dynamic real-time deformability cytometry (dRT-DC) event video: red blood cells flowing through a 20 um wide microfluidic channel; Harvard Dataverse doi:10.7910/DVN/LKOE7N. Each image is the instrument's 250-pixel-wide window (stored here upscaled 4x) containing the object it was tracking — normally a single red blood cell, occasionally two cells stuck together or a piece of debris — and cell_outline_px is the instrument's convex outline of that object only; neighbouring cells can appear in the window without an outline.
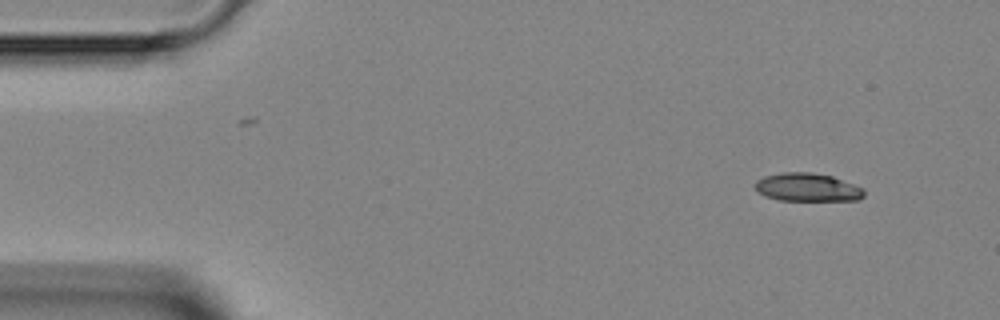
{"species": "Egyptian fruit bat (a non-hibernating species)", "species_latin": "Rousettus aegyptiacus", "temperature_condition": "room temperature", "stored_images_in_passage": 4, "camera_frame_rate_fps": 3000, "um_per_image_px": 0.085, "animal": {"sex": "female"}, "frame": {"image": 1, "passage_image": 1, "time_ms": 0.0, "image_size_px": [1000, 320], "cell_outline_px": [[864, 196], [860, 200], [780, 200], [764, 196], [756, 192], [756, 180], [764, 176], [780, 172], [812, 172], [832, 176], [864, 188]], "centroid_in_image_um": [68.62, 15.92], "position_along_channel_um": 16.4, "area_um2": 18.03}}
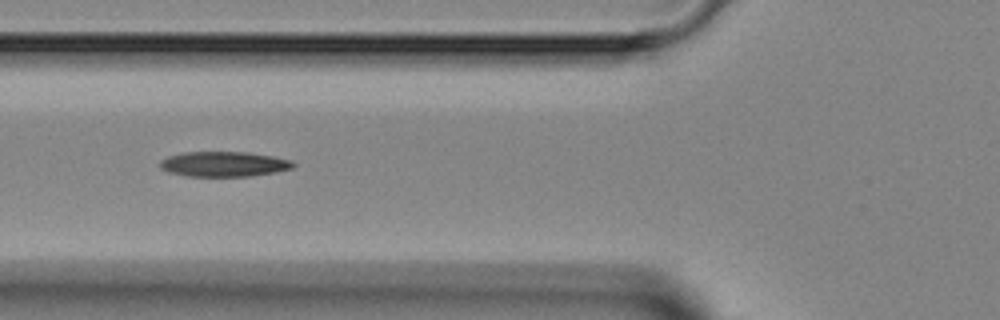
{"frame": {"image": 2, "passage_image": 4, "time_ms": 4.333, "image_size_px": [1000, 320], "cell_outline_px": [[296, 164], [292, 168], [276, 172], [252, 176], [184, 176], [168, 172], [160, 168], [160, 160], [168, 156], [184, 152], [248, 152], [272, 156], [292, 160]], "centroid_in_image_um": [19.02, 13.95], "position_along_channel_um": 106.8, "area_um2": 19.59}}